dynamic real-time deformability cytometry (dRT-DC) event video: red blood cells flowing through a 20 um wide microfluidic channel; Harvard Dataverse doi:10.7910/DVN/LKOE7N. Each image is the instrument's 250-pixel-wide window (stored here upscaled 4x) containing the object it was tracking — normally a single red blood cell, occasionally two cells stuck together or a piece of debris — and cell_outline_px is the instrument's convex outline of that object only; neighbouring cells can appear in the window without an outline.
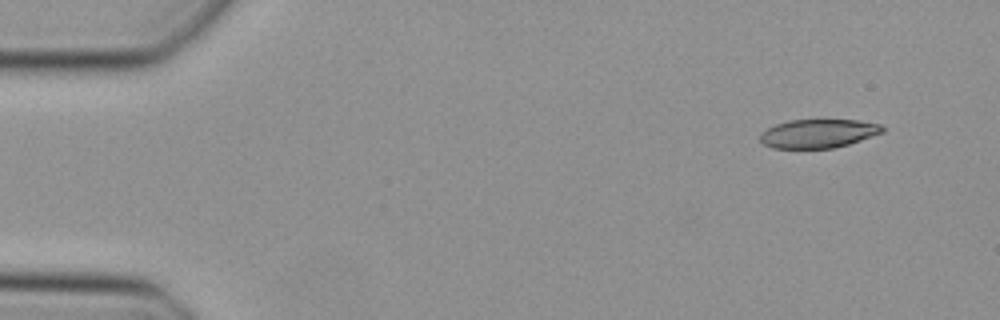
{"species": "Egyptian fruit bat (a non-hibernating species)", "species_latin": "Rousettus aegyptiacus", "temperature_condition": "cold", "stored_images_in_passage": 45, "camera_frame_rate_fps": 3000, "um_per_image_px": 0.085, "animal": {"sex": "female"}, "frame": {"image": 1, "passage_image": 1, "time_ms": 0.0, "image_size_px": [1000, 320], "cell_outline_px": [[884, 132], [848, 144], [832, 148], [772, 148], [764, 144], [760, 140], [760, 132], [776, 124], [788, 120], [860, 120], [880, 124], [884, 128]], "centroid_in_image_um": [69.54, 11.34], "position_along_channel_um": 15.5, "area_um2": 20.4}}
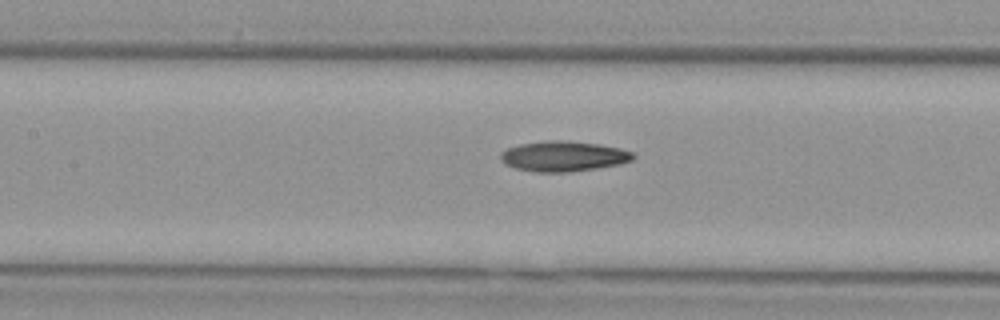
{"frame": {"image": 2, "passage_image": 19, "time_ms": 6.0, "image_size_px": [1000, 320], "cell_outline_px": [[636, 156], [632, 160], [620, 164], [572, 172], [536, 172], [516, 168], [504, 164], [500, 160], [500, 152], [508, 148], [520, 144], [548, 140], [560, 140], [600, 144], [620, 148], [632, 152]], "centroid_in_image_um": [47.89, 13.28], "position_along_channel_um": 159.5, "area_um2": 23.47}}
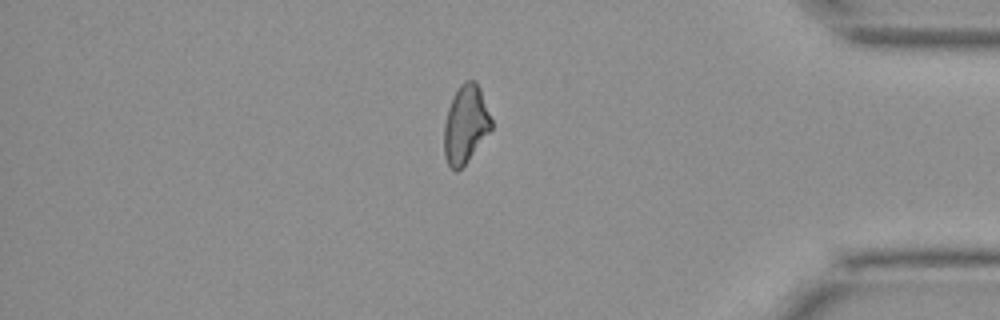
{"frame": {"image": 3, "passage_image": 38, "time_ms": 12.333, "image_size_px": [1000, 320], "cell_outline_px": [[492, 128], [468, 160], [456, 172], [448, 164], [444, 156], [444, 124], [448, 108], [460, 84], [464, 80], [476, 80], [480, 88], [492, 120]], "centroid_in_image_um": [39.57, 10.55], "position_along_channel_um": 395.6, "area_um2": 21.27}}